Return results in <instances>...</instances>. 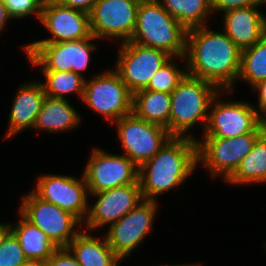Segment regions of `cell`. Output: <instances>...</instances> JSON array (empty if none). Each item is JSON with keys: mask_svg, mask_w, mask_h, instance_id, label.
Instances as JSON below:
<instances>
[{"mask_svg": "<svg viewBox=\"0 0 266 266\" xmlns=\"http://www.w3.org/2000/svg\"><path fill=\"white\" fill-rule=\"evenodd\" d=\"M44 1L45 0H3V3L12 20L19 21L33 16L39 21Z\"/></svg>", "mask_w": 266, "mask_h": 266, "instance_id": "f1b7e54d", "label": "cell"}, {"mask_svg": "<svg viewBox=\"0 0 266 266\" xmlns=\"http://www.w3.org/2000/svg\"><path fill=\"white\" fill-rule=\"evenodd\" d=\"M171 93L142 89L133 94V113L169 131Z\"/></svg>", "mask_w": 266, "mask_h": 266, "instance_id": "cb8c5ba5", "label": "cell"}, {"mask_svg": "<svg viewBox=\"0 0 266 266\" xmlns=\"http://www.w3.org/2000/svg\"><path fill=\"white\" fill-rule=\"evenodd\" d=\"M159 206V201L144 199L121 219L108 226L104 235L121 261L136 251L146 236H149L154 228Z\"/></svg>", "mask_w": 266, "mask_h": 266, "instance_id": "7c38bea8", "label": "cell"}, {"mask_svg": "<svg viewBox=\"0 0 266 266\" xmlns=\"http://www.w3.org/2000/svg\"><path fill=\"white\" fill-rule=\"evenodd\" d=\"M261 6L237 8L221 14L222 30L241 51L253 46L264 37Z\"/></svg>", "mask_w": 266, "mask_h": 266, "instance_id": "d6986e66", "label": "cell"}, {"mask_svg": "<svg viewBox=\"0 0 266 266\" xmlns=\"http://www.w3.org/2000/svg\"><path fill=\"white\" fill-rule=\"evenodd\" d=\"M47 266H81L67 248H58L46 261Z\"/></svg>", "mask_w": 266, "mask_h": 266, "instance_id": "1f68e13d", "label": "cell"}, {"mask_svg": "<svg viewBox=\"0 0 266 266\" xmlns=\"http://www.w3.org/2000/svg\"><path fill=\"white\" fill-rule=\"evenodd\" d=\"M83 229L67 245V249L81 266H120L122 262L107 243L103 234L102 238Z\"/></svg>", "mask_w": 266, "mask_h": 266, "instance_id": "44dd1931", "label": "cell"}, {"mask_svg": "<svg viewBox=\"0 0 266 266\" xmlns=\"http://www.w3.org/2000/svg\"><path fill=\"white\" fill-rule=\"evenodd\" d=\"M95 40L99 41L91 35L77 41L26 43L21 48L30 65L40 71H73L86 78L83 72L88 70L92 53L98 48Z\"/></svg>", "mask_w": 266, "mask_h": 266, "instance_id": "5b68a950", "label": "cell"}, {"mask_svg": "<svg viewBox=\"0 0 266 266\" xmlns=\"http://www.w3.org/2000/svg\"><path fill=\"white\" fill-rule=\"evenodd\" d=\"M210 28L206 25L187 30V74L213 83L220 90L235 91L241 50L222 29L220 32Z\"/></svg>", "mask_w": 266, "mask_h": 266, "instance_id": "6da1fadb", "label": "cell"}, {"mask_svg": "<svg viewBox=\"0 0 266 266\" xmlns=\"http://www.w3.org/2000/svg\"><path fill=\"white\" fill-rule=\"evenodd\" d=\"M140 0H98L89 13L91 34L98 40L130 41Z\"/></svg>", "mask_w": 266, "mask_h": 266, "instance_id": "5bb4252c", "label": "cell"}, {"mask_svg": "<svg viewBox=\"0 0 266 266\" xmlns=\"http://www.w3.org/2000/svg\"><path fill=\"white\" fill-rule=\"evenodd\" d=\"M238 81L245 82L249 89L266 80V37L241 51Z\"/></svg>", "mask_w": 266, "mask_h": 266, "instance_id": "4316f807", "label": "cell"}, {"mask_svg": "<svg viewBox=\"0 0 266 266\" xmlns=\"http://www.w3.org/2000/svg\"><path fill=\"white\" fill-rule=\"evenodd\" d=\"M39 23L50 36L29 43L77 41L92 35L88 13L62 6L53 0L44 1Z\"/></svg>", "mask_w": 266, "mask_h": 266, "instance_id": "e0dca14e", "label": "cell"}, {"mask_svg": "<svg viewBox=\"0 0 266 266\" xmlns=\"http://www.w3.org/2000/svg\"><path fill=\"white\" fill-rule=\"evenodd\" d=\"M220 89L208 81L186 74L171 93L169 133L173 137H189L199 124L203 134L210 105ZM192 131V132H191Z\"/></svg>", "mask_w": 266, "mask_h": 266, "instance_id": "3957f363", "label": "cell"}, {"mask_svg": "<svg viewBox=\"0 0 266 266\" xmlns=\"http://www.w3.org/2000/svg\"><path fill=\"white\" fill-rule=\"evenodd\" d=\"M27 262L20 243L11 232L0 246V266H21Z\"/></svg>", "mask_w": 266, "mask_h": 266, "instance_id": "f546056e", "label": "cell"}, {"mask_svg": "<svg viewBox=\"0 0 266 266\" xmlns=\"http://www.w3.org/2000/svg\"><path fill=\"white\" fill-rule=\"evenodd\" d=\"M197 168V142L172 137L152 158L139 167L143 199L159 201L161 194L180 188Z\"/></svg>", "mask_w": 266, "mask_h": 266, "instance_id": "7a4b0ae2", "label": "cell"}, {"mask_svg": "<svg viewBox=\"0 0 266 266\" xmlns=\"http://www.w3.org/2000/svg\"><path fill=\"white\" fill-rule=\"evenodd\" d=\"M251 90L254 94L257 95L256 105L255 103L253 107L256 109L259 115H261L264 111H266V80L260 81L254 86L251 87Z\"/></svg>", "mask_w": 266, "mask_h": 266, "instance_id": "d6a6232c", "label": "cell"}, {"mask_svg": "<svg viewBox=\"0 0 266 266\" xmlns=\"http://www.w3.org/2000/svg\"><path fill=\"white\" fill-rule=\"evenodd\" d=\"M81 101L111 124L133 111V93L113 68L86 78Z\"/></svg>", "mask_w": 266, "mask_h": 266, "instance_id": "8992f818", "label": "cell"}, {"mask_svg": "<svg viewBox=\"0 0 266 266\" xmlns=\"http://www.w3.org/2000/svg\"><path fill=\"white\" fill-rule=\"evenodd\" d=\"M56 3L90 13L98 0H53Z\"/></svg>", "mask_w": 266, "mask_h": 266, "instance_id": "836d02e7", "label": "cell"}, {"mask_svg": "<svg viewBox=\"0 0 266 266\" xmlns=\"http://www.w3.org/2000/svg\"><path fill=\"white\" fill-rule=\"evenodd\" d=\"M116 126L117 140L122 151L135 165L140 167L152 158L173 137L159 125L137 117L133 112L112 123Z\"/></svg>", "mask_w": 266, "mask_h": 266, "instance_id": "30bf717a", "label": "cell"}, {"mask_svg": "<svg viewBox=\"0 0 266 266\" xmlns=\"http://www.w3.org/2000/svg\"><path fill=\"white\" fill-rule=\"evenodd\" d=\"M187 30L208 25L211 0H158Z\"/></svg>", "mask_w": 266, "mask_h": 266, "instance_id": "d4e9b609", "label": "cell"}, {"mask_svg": "<svg viewBox=\"0 0 266 266\" xmlns=\"http://www.w3.org/2000/svg\"><path fill=\"white\" fill-rule=\"evenodd\" d=\"M10 20H12V18L9 16L3 0H0V36L6 26H8Z\"/></svg>", "mask_w": 266, "mask_h": 266, "instance_id": "e575fe53", "label": "cell"}, {"mask_svg": "<svg viewBox=\"0 0 266 266\" xmlns=\"http://www.w3.org/2000/svg\"><path fill=\"white\" fill-rule=\"evenodd\" d=\"M13 94L10 112L8 114V128L4 134V141L17 136L19 133L32 130L38 113L41 110L46 93L41 81L33 80L20 84Z\"/></svg>", "mask_w": 266, "mask_h": 266, "instance_id": "ac0fdd59", "label": "cell"}, {"mask_svg": "<svg viewBox=\"0 0 266 266\" xmlns=\"http://www.w3.org/2000/svg\"><path fill=\"white\" fill-rule=\"evenodd\" d=\"M178 61L182 62L183 66L177 63ZM186 74L185 57H172L152 76L145 89L172 93Z\"/></svg>", "mask_w": 266, "mask_h": 266, "instance_id": "83f0119b", "label": "cell"}, {"mask_svg": "<svg viewBox=\"0 0 266 266\" xmlns=\"http://www.w3.org/2000/svg\"><path fill=\"white\" fill-rule=\"evenodd\" d=\"M46 96L68 99V95H76L82 100L86 78L73 71H41ZM43 81V82H42ZM67 96V97H66Z\"/></svg>", "mask_w": 266, "mask_h": 266, "instance_id": "484cf974", "label": "cell"}, {"mask_svg": "<svg viewBox=\"0 0 266 266\" xmlns=\"http://www.w3.org/2000/svg\"><path fill=\"white\" fill-rule=\"evenodd\" d=\"M117 47V57L112 68L133 94L145 89L152 76L172 58L163 50L131 41L118 44Z\"/></svg>", "mask_w": 266, "mask_h": 266, "instance_id": "4fadbf2b", "label": "cell"}, {"mask_svg": "<svg viewBox=\"0 0 266 266\" xmlns=\"http://www.w3.org/2000/svg\"><path fill=\"white\" fill-rule=\"evenodd\" d=\"M266 0L264 1L263 6H265ZM263 26H264V36L266 37V14L263 13Z\"/></svg>", "mask_w": 266, "mask_h": 266, "instance_id": "ab89813d", "label": "cell"}, {"mask_svg": "<svg viewBox=\"0 0 266 266\" xmlns=\"http://www.w3.org/2000/svg\"><path fill=\"white\" fill-rule=\"evenodd\" d=\"M11 233V223L10 222H0V246L4 243L7 236Z\"/></svg>", "mask_w": 266, "mask_h": 266, "instance_id": "d590c367", "label": "cell"}, {"mask_svg": "<svg viewBox=\"0 0 266 266\" xmlns=\"http://www.w3.org/2000/svg\"><path fill=\"white\" fill-rule=\"evenodd\" d=\"M91 196L94 197V201L89 202V212L83 223V229L95 234L101 228L103 230V227H108L121 219L144 200L140 184L124 185L89 194V197Z\"/></svg>", "mask_w": 266, "mask_h": 266, "instance_id": "2e32d148", "label": "cell"}, {"mask_svg": "<svg viewBox=\"0 0 266 266\" xmlns=\"http://www.w3.org/2000/svg\"><path fill=\"white\" fill-rule=\"evenodd\" d=\"M224 183L233 187L266 184V135L258 137L252 150Z\"/></svg>", "mask_w": 266, "mask_h": 266, "instance_id": "603a6c76", "label": "cell"}, {"mask_svg": "<svg viewBox=\"0 0 266 266\" xmlns=\"http://www.w3.org/2000/svg\"><path fill=\"white\" fill-rule=\"evenodd\" d=\"M21 266H47L46 262L41 261H28L26 264Z\"/></svg>", "mask_w": 266, "mask_h": 266, "instance_id": "74e56055", "label": "cell"}, {"mask_svg": "<svg viewBox=\"0 0 266 266\" xmlns=\"http://www.w3.org/2000/svg\"><path fill=\"white\" fill-rule=\"evenodd\" d=\"M19 218L11 223V232L14 234L28 261L46 262L58 247L47 234L28 221L19 211Z\"/></svg>", "mask_w": 266, "mask_h": 266, "instance_id": "7402d4cb", "label": "cell"}, {"mask_svg": "<svg viewBox=\"0 0 266 266\" xmlns=\"http://www.w3.org/2000/svg\"><path fill=\"white\" fill-rule=\"evenodd\" d=\"M265 0H211L212 13L220 15L226 11L255 6L263 5Z\"/></svg>", "mask_w": 266, "mask_h": 266, "instance_id": "4dcf8cb0", "label": "cell"}, {"mask_svg": "<svg viewBox=\"0 0 266 266\" xmlns=\"http://www.w3.org/2000/svg\"><path fill=\"white\" fill-rule=\"evenodd\" d=\"M261 134L246 133L234 138L197 137V167L205 168L213 180L222 178L226 181Z\"/></svg>", "mask_w": 266, "mask_h": 266, "instance_id": "ba28073f", "label": "cell"}, {"mask_svg": "<svg viewBox=\"0 0 266 266\" xmlns=\"http://www.w3.org/2000/svg\"><path fill=\"white\" fill-rule=\"evenodd\" d=\"M32 191L41 199L52 203L62 210L70 212L82 223L89 212L88 187L84 176L79 178L65 174H42L36 179Z\"/></svg>", "mask_w": 266, "mask_h": 266, "instance_id": "9a60e30c", "label": "cell"}, {"mask_svg": "<svg viewBox=\"0 0 266 266\" xmlns=\"http://www.w3.org/2000/svg\"><path fill=\"white\" fill-rule=\"evenodd\" d=\"M70 103L69 99L46 96L32 130L55 135L76 130L83 116Z\"/></svg>", "mask_w": 266, "mask_h": 266, "instance_id": "ffe728a7", "label": "cell"}, {"mask_svg": "<svg viewBox=\"0 0 266 266\" xmlns=\"http://www.w3.org/2000/svg\"><path fill=\"white\" fill-rule=\"evenodd\" d=\"M186 36L187 29L158 0H140L131 42L184 57Z\"/></svg>", "mask_w": 266, "mask_h": 266, "instance_id": "277c9868", "label": "cell"}, {"mask_svg": "<svg viewBox=\"0 0 266 266\" xmlns=\"http://www.w3.org/2000/svg\"><path fill=\"white\" fill-rule=\"evenodd\" d=\"M233 92L220 90L214 97L202 136L234 138L246 133H262L260 115L252 102L242 99L237 101L236 98L228 100L226 96H233Z\"/></svg>", "mask_w": 266, "mask_h": 266, "instance_id": "52a82bcc", "label": "cell"}, {"mask_svg": "<svg viewBox=\"0 0 266 266\" xmlns=\"http://www.w3.org/2000/svg\"><path fill=\"white\" fill-rule=\"evenodd\" d=\"M19 204L17 211L47 234L58 248H66L83 230V223L76 216L39 198L32 190L22 195Z\"/></svg>", "mask_w": 266, "mask_h": 266, "instance_id": "9c48e42d", "label": "cell"}, {"mask_svg": "<svg viewBox=\"0 0 266 266\" xmlns=\"http://www.w3.org/2000/svg\"><path fill=\"white\" fill-rule=\"evenodd\" d=\"M159 266H201V265H200V263H197V262L196 263H193L192 262V263H189V264L188 263H183V264L180 263V264H172V265H170V264H164V265H159Z\"/></svg>", "mask_w": 266, "mask_h": 266, "instance_id": "f35d334b", "label": "cell"}, {"mask_svg": "<svg viewBox=\"0 0 266 266\" xmlns=\"http://www.w3.org/2000/svg\"><path fill=\"white\" fill-rule=\"evenodd\" d=\"M260 127H261V130H262V134L266 135V111H264L260 115Z\"/></svg>", "mask_w": 266, "mask_h": 266, "instance_id": "8d00e7d4", "label": "cell"}, {"mask_svg": "<svg viewBox=\"0 0 266 266\" xmlns=\"http://www.w3.org/2000/svg\"><path fill=\"white\" fill-rule=\"evenodd\" d=\"M90 151L82 171L89 194L124 185L140 184L139 167L126 155L111 153L96 146Z\"/></svg>", "mask_w": 266, "mask_h": 266, "instance_id": "8fae6325", "label": "cell"}]
</instances>
